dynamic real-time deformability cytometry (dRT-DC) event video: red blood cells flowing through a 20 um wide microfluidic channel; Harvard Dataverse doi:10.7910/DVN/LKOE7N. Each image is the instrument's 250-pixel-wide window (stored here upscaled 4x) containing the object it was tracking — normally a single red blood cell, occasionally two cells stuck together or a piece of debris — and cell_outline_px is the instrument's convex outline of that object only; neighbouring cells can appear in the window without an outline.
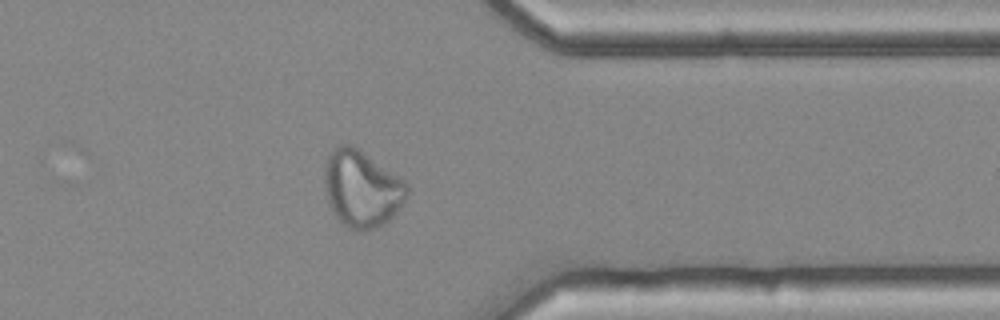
{"species": "common noctule bat (a hibernating species)", "species_latin": "Nyctalus noctula", "temperature_condition": "cold", "stored_images_in_passage": 39, "camera_frame_rate_fps": 3000, "um_per_image_px": 0.085, "animal": {"sex": "female", "body_mass_g": 25.1}, "frame": {"image": 1, "passage_image": 28, "time_ms": 9.0, "image_size_px": [1000, 320], "cell_outline_px": [[408, 196], [396, 212], [384, 224], [368, 232], [356, 232], [348, 228], [332, 212], [328, 204], [324, 188], [324, 164], [332, 148], [340, 144], [352, 144], [360, 148], [404, 180], [408, 184]], "centroid_in_image_um": [30.73, 16.04], "position_along_channel_um": 380.7, "area_um2": 37.69}}